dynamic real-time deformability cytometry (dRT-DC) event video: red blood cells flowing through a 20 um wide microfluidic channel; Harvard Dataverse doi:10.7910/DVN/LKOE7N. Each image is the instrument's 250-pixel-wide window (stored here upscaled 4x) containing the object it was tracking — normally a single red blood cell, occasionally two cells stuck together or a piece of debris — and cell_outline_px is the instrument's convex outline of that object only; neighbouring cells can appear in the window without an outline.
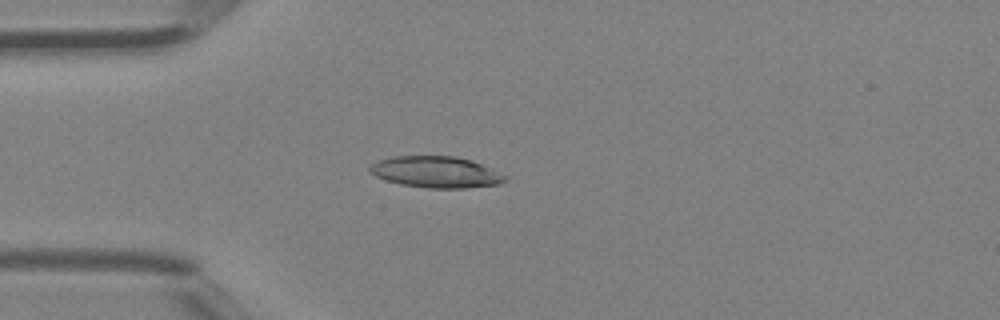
{"species": "Egyptian fruit bat (a non-hibernating species)", "species_latin": "Rousettus aegyptiacus", "temperature_condition": "room temperature", "stored_images_in_passage": 2, "camera_frame_rate_fps": 3000, "um_per_image_px": 0.085, "animal": {"sex": "female"}, "frame": {"image": 1, "passage_image": 2, "time_ms": 0.333, "image_size_px": [1000, 320], "cell_outline_px": [[508, 180], [500, 184], [464, 188], [428, 188], [400, 184], [376, 176], [368, 172], [368, 168], [372, 164], [380, 160], [396, 156], [456, 156], [472, 160], [492, 168], [508, 176]], "centroid_in_image_um": [37.11, 14.62], "position_along_channel_um": 47.9, "area_um2": 24.8}}